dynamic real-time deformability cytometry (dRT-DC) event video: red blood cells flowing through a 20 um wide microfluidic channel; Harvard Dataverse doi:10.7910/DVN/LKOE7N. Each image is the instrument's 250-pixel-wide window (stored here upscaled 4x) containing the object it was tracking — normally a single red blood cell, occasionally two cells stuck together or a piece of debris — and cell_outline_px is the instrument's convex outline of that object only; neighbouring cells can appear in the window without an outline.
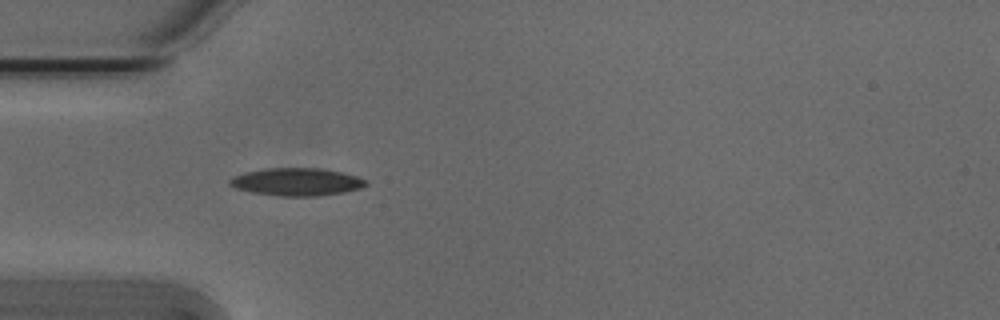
{"species": "Egyptian fruit bat (a non-hibernating species)", "species_latin": "Rousettus aegyptiacus", "temperature_condition": "cold", "stored_images_in_passage": 27, "camera_frame_rate_fps": 3000, "um_per_image_px": 0.085, "animal": {"sex": "male"}, "frame": {"image": 1, "passage_image": 1, "time_ms": 0.0, "image_size_px": [1000, 320], "cell_outline_px": [[368, 184], [360, 188], [344, 192], [320, 196], [280, 196], [252, 192], [236, 188], [228, 184], [228, 180], [236, 176], [248, 172], [264, 168], [320, 168], [340, 172], [356, 176], [364, 180]], "centroid_in_image_um": [25.22, 15.46], "position_along_channel_um": 59.8, "area_um2": 21.73}}
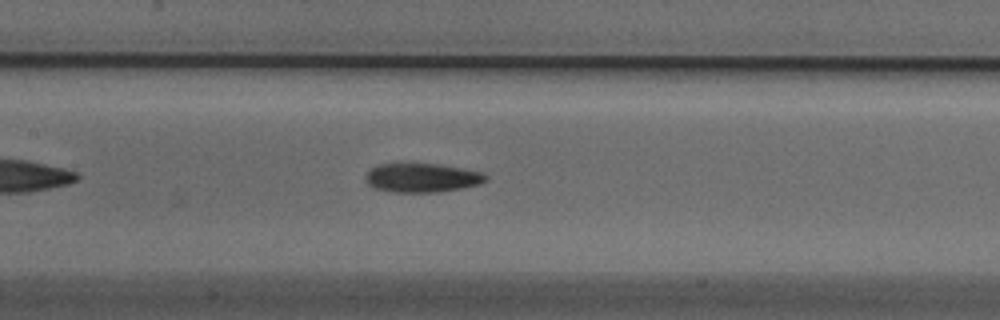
{"frame": {"image": 2, "passage_image": 10, "time_ms": 3.0, "image_size_px": [1000, 320], "cell_outline_px": [[488, 180], [480, 184], [460, 188], [436, 192], [396, 192], [376, 188], [368, 184], [364, 180], [364, 176], [372, 168], [380, 164], [396, 160], [436, 164], [484, 172], [488, 176]], "centroid_in_image_um": [35.83, 15.06], "position_along_channel_um": 171.6, "area_um2": 20.92}}
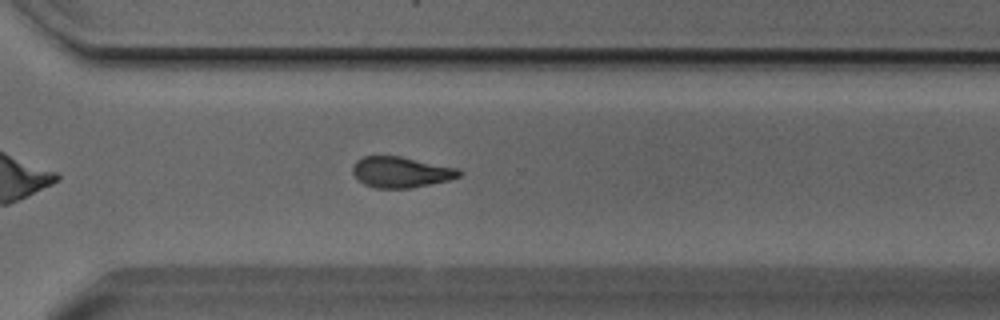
{"frame": {"image": 3, "passage_image": 23, "time_ms": 7.333, "image_size_px": [1000, 320], "cell_outline_px": [[464, 172], [460, 176], [448, 180], [408, 188], [376, 188], [364, 184], [352, 172], [352, 168], [356, 160], [364, 156], [400, 156], [460, 168]], "centroid_in_image_um": [34.11, 14.62], "position_along_channel_um": 336.5, "area_um2": 19.07}, "authors_computed_cell_mechanics": {"area_um2": 20.3456, "velocity_mm_per_s": 3.8135, "shape_relaxation_time_tau1_ms": 2.9432, "shape_relaxation_time_tau2_ms": 7.1012, "deformation_change_tau1": 0.1254, "deformation_change_tau2": 0.1551}}